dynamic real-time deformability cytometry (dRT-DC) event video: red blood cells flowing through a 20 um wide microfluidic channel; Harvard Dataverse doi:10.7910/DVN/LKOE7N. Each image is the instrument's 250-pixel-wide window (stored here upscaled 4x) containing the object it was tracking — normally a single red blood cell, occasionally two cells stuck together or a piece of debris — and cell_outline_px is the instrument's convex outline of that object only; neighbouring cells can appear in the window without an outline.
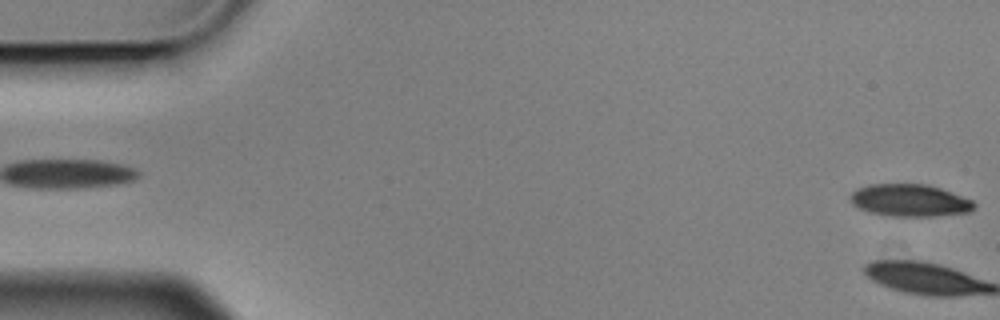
{"species": "Egyptian fruit bat (a non-hibernating species)", "species_latin": "Rousettus aegyptiacus", "temperature_condition": "cold", "stored_images_in_passage": 4, "segment_of_instrument_passage": [2, 2], "camera_frame_rate_fps": 3000, "um_per_image_px": 0.085, "animal": {"sex": "male"}, "frame": {"image": 1, "passage_image": 4, "time_ms": 1.0, "image_size_px": [1000, 320], "cell_outline_px": [[976, 208], [968, 212], [932, 216], [892, 216], [868, 212], [852, 204], [848, 196], [856, 188], [868, 184], [928, 184], [952, 192], [972, 200], [976, 204]], "centroid_in_image_um": [77.3, 17.02], "position_along_channel_um": 7.7, "area_um2": 23.41}}